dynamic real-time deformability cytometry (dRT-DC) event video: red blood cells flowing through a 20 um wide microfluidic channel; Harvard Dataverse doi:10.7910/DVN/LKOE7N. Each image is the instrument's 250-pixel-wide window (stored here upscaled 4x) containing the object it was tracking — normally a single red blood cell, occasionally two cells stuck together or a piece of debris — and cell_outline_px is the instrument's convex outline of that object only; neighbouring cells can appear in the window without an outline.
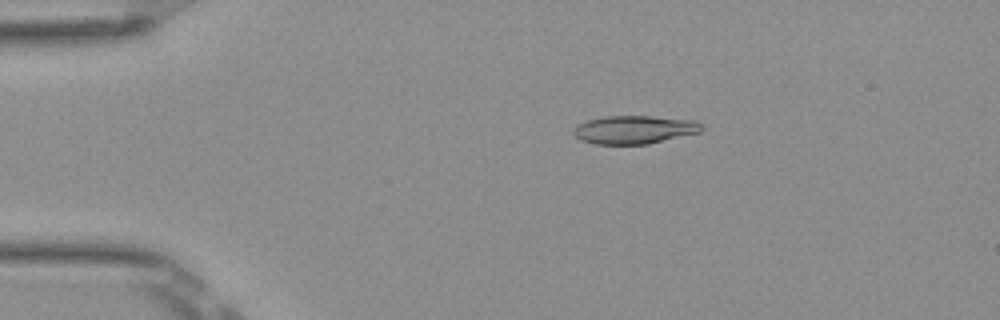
{"species": "Egyptian fruit bat (a non-hibernating species)", "species_latin": "Rousettus aegyptiacus", "temperature_condition": "room temperature", "stored_images_in_passage": 49, "camera_frame_rate_fps": 3000, "um_per_image_px": 0.085, "frame": {"image": 1, "passage_image": 7, "time_ms": 2.0, "image_size_px": [1000, 320], "cell_outline_px": [[704, 128], [700, 132], [648, 144], [596, 144], [580, 140], [572, 132], [572, 128], [576, 124], [588, 120], [604, 116], [652, 116], [696, 120], [704, 124]], "centroid_in_image_um": [53.93, 11.01], "position_along_channel_um": 31.1, "area_um2": 21.33}}
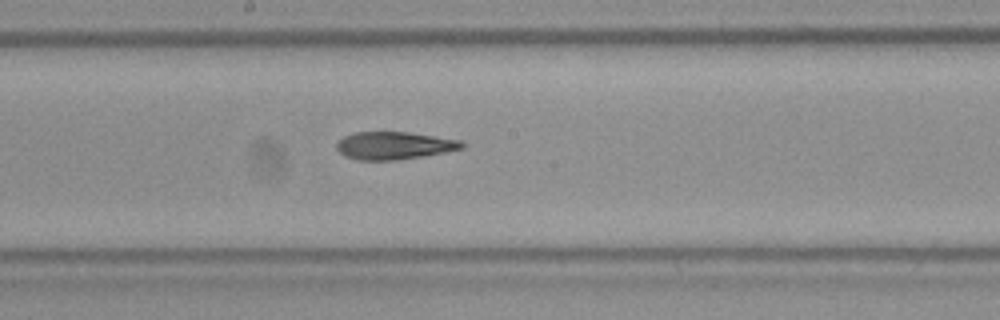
{"frame": {"image": 2, "passage_image": 25, "time_ms": 8.0, "image_size_px": [1000, 320], "cell_outline_px": [[464, 148], [424, 156], [396, 160], [360, 160], [344, 156], [336, 148], [336, 144], [344, 136], [356, 132], [408, 132], [464, 140]], "centroid_in_image_um": [33.53, 12.37], "position_along_channel_um": 214.7, "area_um2": 20.23}}
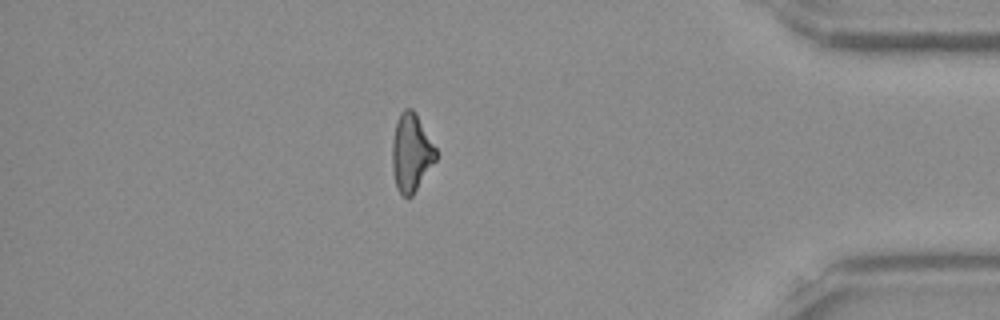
{"frame": {"image": 3, "passage_image": 42, "time_ms": 13.667, "image_size_px": [1000, 320], "cell_outline_px": [[436, 160], [412, 196], [408, 200], [396, 188], [392, 168], [392, 140], [396, 120], [400, 112], [404, 108], [412, 108], [416, 112], [436, 148]], "centroid_in_image_um": [34.94, 12.96], "position_along_channel_um": 400.3, "area_um2": 20.06}, "authors_computed_cell_mechanics": {"area_um2": 20.808, "velocity_mm_per_s": 3.925, "shape_relaxation_time_tau1_ms": null, "shape_relaxation_time_tau2_ms": 7.9353, "deformation_change_tau1": null, "deformation_change_tau2": 0.1911}}